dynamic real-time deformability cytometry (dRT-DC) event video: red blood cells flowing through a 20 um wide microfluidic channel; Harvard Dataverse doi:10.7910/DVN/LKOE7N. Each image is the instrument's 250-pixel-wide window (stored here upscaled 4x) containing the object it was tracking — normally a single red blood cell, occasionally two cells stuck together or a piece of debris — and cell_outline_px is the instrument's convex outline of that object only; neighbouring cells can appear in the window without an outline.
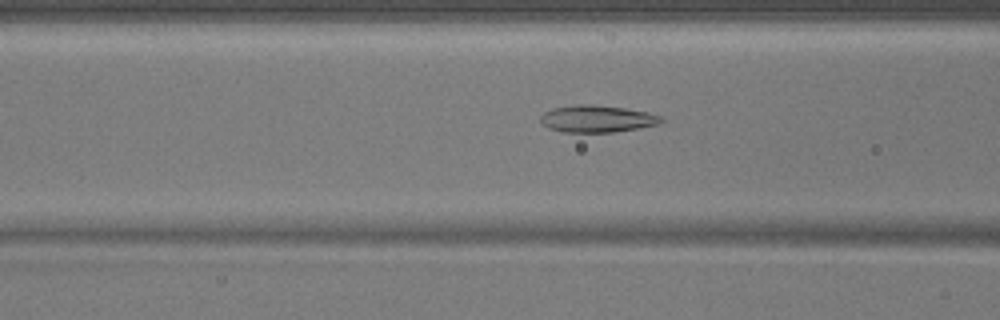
{"species": "common noctule bat (a hibernating species)", "species_latin": "Nyctalus noctula", "temperature_condition": "warm", "stored_images_in_passage": 52, "camera_frame_rate_fps": 3000, "um_per_image_px": 0.085, "animal": {"sex": "male", "body_mass_g": 17.9}, "frame": {"image": 1, "passage_image": 21, "time_ms": 6.667, "image_size_px": [1000, 320], "cell_outline_px": [[664, 120], [660, 124], [640, 128], [612, 132], [564, 132], [548, 128], [540, 120], [540, 116], [544, 112], [552, 108], [576, 104], [592, 104], [624, 108], [648, 112], [660, 116]], "centroid_in_image_um": [50.75, 10.09], "position_along_channel_um": 115.8, "area_um2": 19.07}}
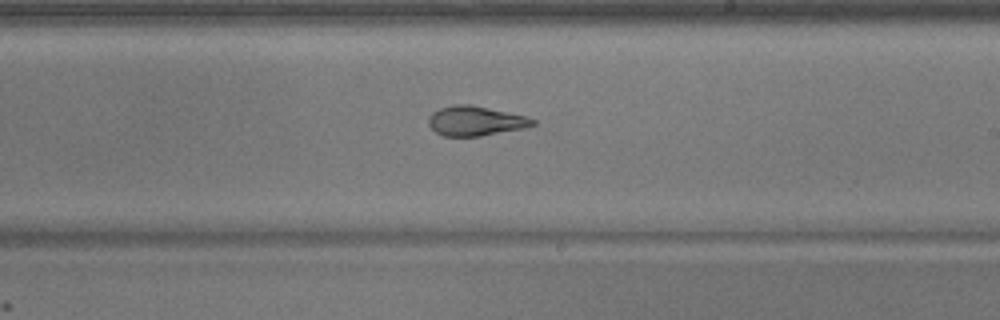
{"frame": {"image": 2, "passage_image": 31, "time_ms": 10.0, "image_size_px": [1000, 320], "cell_outline_px": [[536, 124], [524, 128], [480, 136], [444, 136], [436, 132], [428, 124], [428, 116], [432, 112], [440, 108], [452, 104], [472, 104], [524, 116], [536, 120]], "centroid_in_image_um": [40.38, 10.27], "position_along_channel_um": 248.6, "area_um2": 17.98}}
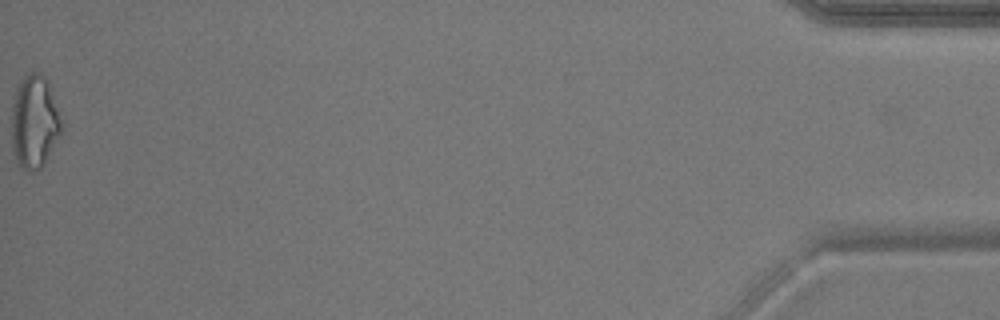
{"frame": {"image": 3, "passage_image": 52, "time_ms": 17.0, "image_size_px": [1000, 320], "cell_outline_px": [[64, 128], [44, 164], [40, 168], [32, 172], [24, 168], [20, 164], [12, 152], [12, 104], [16, 88], [24, 76], [28, 72], [36, 72], [44, 76], [48, 80], [64, 124]], "centroid_in_image_um": [2.95, 10.33], "position_along_channel_um": 432.2, "area_um2": 27.34}}